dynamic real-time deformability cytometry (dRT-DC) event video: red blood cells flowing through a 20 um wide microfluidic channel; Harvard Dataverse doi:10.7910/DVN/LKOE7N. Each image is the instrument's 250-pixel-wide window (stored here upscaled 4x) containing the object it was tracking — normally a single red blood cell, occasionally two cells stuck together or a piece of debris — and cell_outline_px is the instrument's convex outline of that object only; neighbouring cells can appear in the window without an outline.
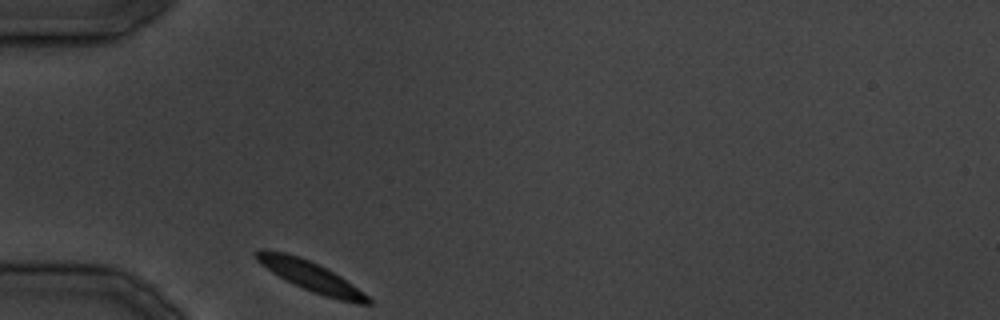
{"species": "common noctule bat (a hibernating species)", "species_latin": "Nyctalus noctula", "temperature_condition": "cold", "stored_images_in_passage": 23, "camera_frame_rate_fps": 3000, "um_per_image_px": 0.085, "animal": {"sex": "male", "body_mass_g": 19.5, "forearm_length_mm": 54.6}, "frame": {"image": 1, "passage_image": 1, "time_ms": 0.0, "image_size_px": [1000, 320], "cell_outline_px": [[372, 304], [360, 304], [340, 300], [324, 296], [312, 292], [272, 272], [260, 264], [256, 260], [252, 252], [260, 248], [284, 252], [300, 256], [340, 276], [352, 284], [368, 296], [372, 300]], "centroid_in_image_um": [26.37, 23.47], "position_along_channel_um": 58.6, "area_um2": 19.19}}
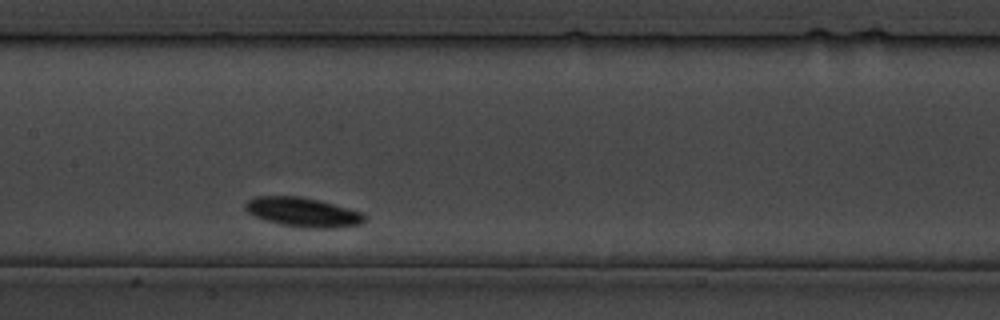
{"frame": {"image": 2, "passage_image": 9, "time_ms": 10.0, "image_size_px": [1000, 320], "cell_outline_px": [[368, 216], [360, 224], [336, 228], [308, 228], [280, 224], [264, 220], [248, 212], [244, 208], [244, 204], [248, 200], [256, 196], [300, 196], [320, 200], [360, 212]], "centroid_in_image_um": [25.73, 18.03], "position_along_channel_um": 181.7, "area_um2": 20.35}}
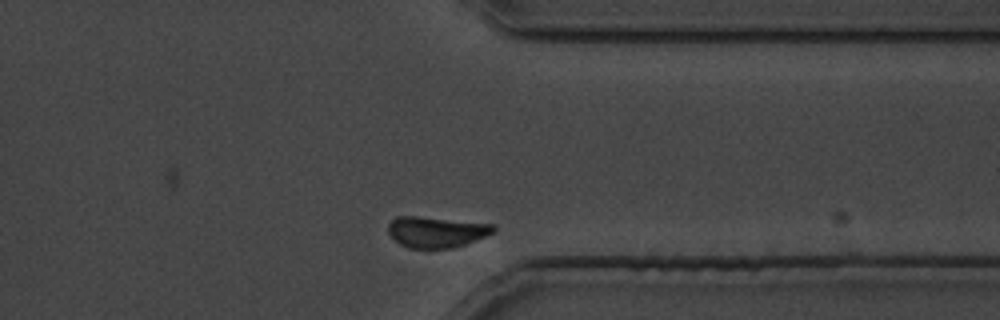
{"frame": {"image": 3, "passage_image": 21, "time_ms": 24.333, "image_size_px": [1000, 320], "cell_outline_px": [[496, 232], [476, 240], [452, 248], [408, 248], [400, 244], [388, 232], [388, 224], [396, 216], [416, 216], [496, 224]], "centroid_in_image_um": [37.12, 19.71], "position_along_channel_um": 374.3, "area_um2": 19.02}}